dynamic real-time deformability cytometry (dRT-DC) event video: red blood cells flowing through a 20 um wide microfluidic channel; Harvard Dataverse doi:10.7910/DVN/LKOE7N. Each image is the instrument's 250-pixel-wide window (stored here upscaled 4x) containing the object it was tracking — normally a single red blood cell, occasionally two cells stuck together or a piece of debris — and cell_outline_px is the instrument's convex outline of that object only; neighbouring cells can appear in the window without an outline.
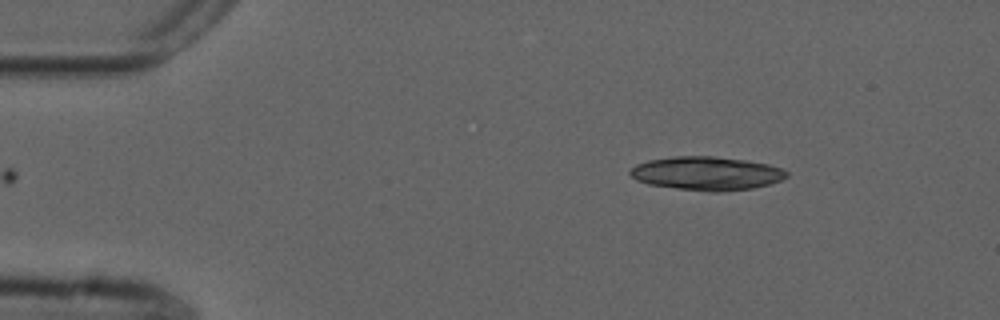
{"species": "common noctule bat (a hibernating species)", "species_latin": "Nyctalus noctula", "temperature_condition": "cold", "stored_images_in_passage": 39, "camera_frame_rate_fps": 3000, "um_per_image_px": 0.085, "animal": {"sex": "male", "forearm_length_mm": 52.5}, "frame": {"image": 1, "passage_image": 1, "time_ms": 0.0, "image_size_px": [1000, 320], "cell_outline_px": [[788, 176], [780, 180], [768, 184], [752, 188], [720, 192], [712, 192], [676, 188], [648, 184], [636, 180], [628, 172], [636, 164], [648, 160], [672, 156], [712, 156], [744, 160], [768, 164], [780, 168], [788, 172]], "centroid_in_image_um": [60.04, 14.73], "position_along_channel_um": 25.0, "area_um2": 30.52}}
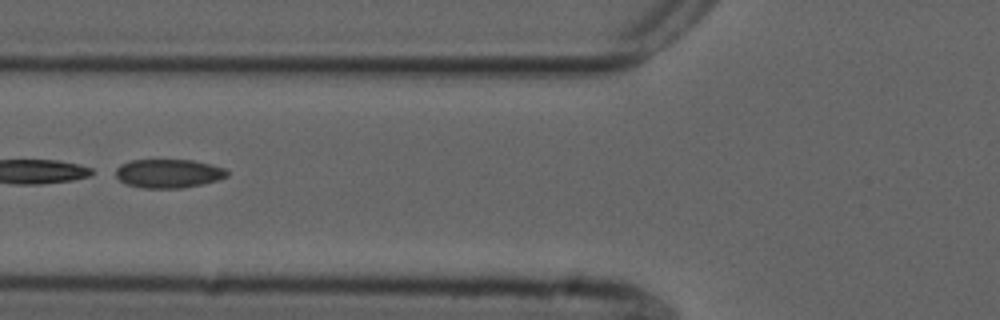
{"frame": {"image": 2, "passage_image": 14, "time_ms": 4.333, "image_size_px": [1000, 320], "cell_outline_px": [[228, 176], [216, 180], [184, 188], [144, 188], [128, 184], [120, 180], [108, 172], [120, 164], [132, 160], [192, 160], [224, 168], [228, 172]], "centroid_in_image_um": [14.22, 14.74], "position_along_channel_um": 111.6, "area_um2": 18.79}, "authors_computed_cell_mechanics": {"area_um2": 18.6116, "velocity_mm_per_s": 3.7177, "shape_relaxation_time_tau1_ms": null, "shape_relaxation_time_tau2_ms": 2.1053, "deformation_change_tau1": null, "deformation_change_tau2": 0.0943}}